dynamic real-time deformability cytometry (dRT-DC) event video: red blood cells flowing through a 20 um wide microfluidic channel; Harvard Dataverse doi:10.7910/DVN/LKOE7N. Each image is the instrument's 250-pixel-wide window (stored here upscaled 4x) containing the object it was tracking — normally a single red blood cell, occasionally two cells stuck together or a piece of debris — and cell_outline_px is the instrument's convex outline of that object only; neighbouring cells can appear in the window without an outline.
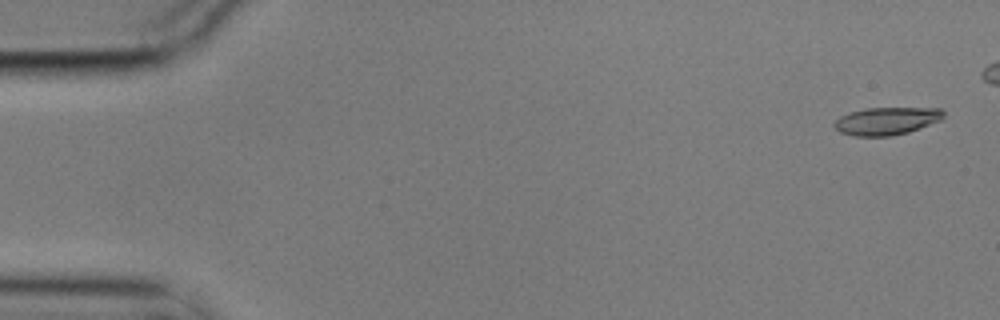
{"species": "common noctule bat (a hibernating species)", "species_latin": "Nyctalus noctula", "temperature_condition": "cold", "stored_images_in_passage": 6, "camera_frame_rate_fps": 3000, "um_per_image_px": 0.085, "animal": {"sex": "male", "body_mass_g": 17.9}, "frame": {"image": 1, "passage_image": 1, "time_ms": 0.0, "image_size_px": [1000, 320], "cell_outline_px": [[944, 116], [940, 120], [908, 132], [892, 136], [856, 136], [840, 132], [832, 124], [840, 116], [864, 108], [940, 108], [944, 112]], "centroid_in_image_um": [75.35, 10.28], "position_along_channel_um": 9.7, "area_um2": 17.46}}